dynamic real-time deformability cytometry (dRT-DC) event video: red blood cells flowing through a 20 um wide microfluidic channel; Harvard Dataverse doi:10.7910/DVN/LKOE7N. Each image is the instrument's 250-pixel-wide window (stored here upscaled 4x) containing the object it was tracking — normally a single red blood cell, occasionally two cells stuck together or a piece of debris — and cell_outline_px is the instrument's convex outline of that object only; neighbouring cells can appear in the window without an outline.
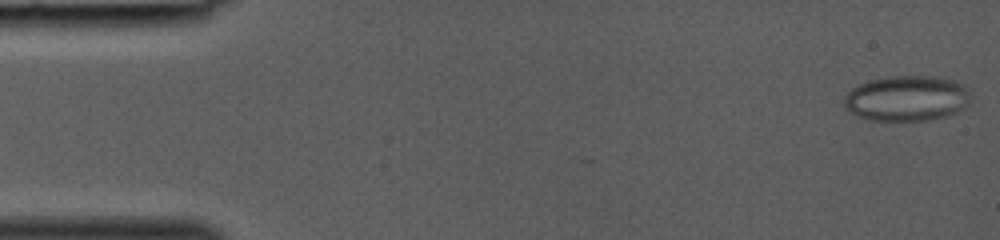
{"species": "common noctule bat (a hibernating species)", "species_latin": "Nyctalus noctula", "temperature_condition": "room temperature", "stored_images_in_passage": 41, "camera_frame_rate_fps": 3000, "um_per_image_px": 0.085, "animal": {"sex": "female", "body_mass_g": 19.0, "forearm_length_mm": 53.3}, "frame": {"image": 1, "passage_image": 1, "time_ms": 0.0, "image_size_px": [1000, 240], "cell_outline_px": [[968, 104], [964, 108], [948, 116], [928, 120], [868, 120], [848, 112], [844, 104], [844, 96], [852, 88], [868, 80], [892, 76], [932, 76], [952, 80], [968, 88]], "centroid_in_image_um": [77.05, 8.36], "position_along_channel_um": 8.0, "area_um2": 33.47}}
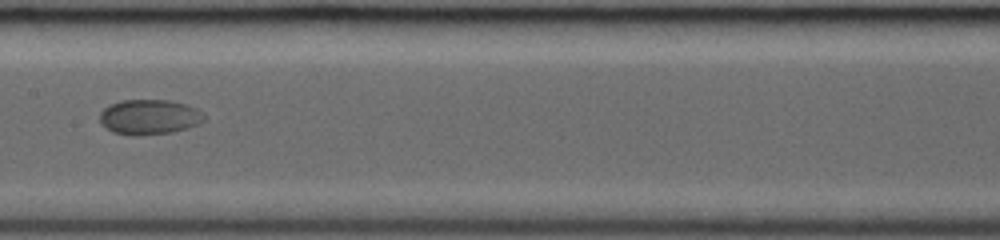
{"frame": {"image": 2, "passage_image": 22, "time_ms": 7.0, "image_size_px": [1000, 240], "cell_outline_px": [[204, 120], [200, 124], [172, 132], [132, 136], [112, 132], [100, 120], [100, 112], [108, 104], [120, 100], [168, 100], [184, 104], [196, 108], [204, 116]], "centroid_in_image_um": [12.67, 9.94], "position_along_channel_um": 194.7, "area_um2": 21.21}}
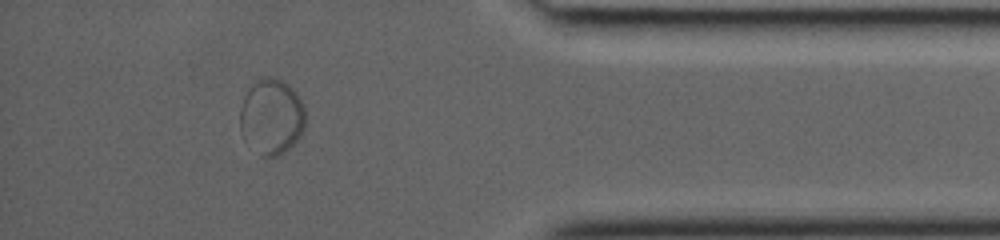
{"frame": {"image": 3, "passage_image": 37, "time_ms": 12.0, "image_size_px": [1000, 240], "cell_outline_px": [[304, 128], [300, 136], [284, 152], [276, 156], [264, 160], [244, 140], [240, 132], [240, 108], [244, 96], [252, 80], [264, 76], [268, 76], [280, 80], [288, 84], [296, 92], [304, 104]], "centroid_in_image_um": [23.04, 9.92], "position_along_channel_um": 412.2, "area_um2": 29.42}}